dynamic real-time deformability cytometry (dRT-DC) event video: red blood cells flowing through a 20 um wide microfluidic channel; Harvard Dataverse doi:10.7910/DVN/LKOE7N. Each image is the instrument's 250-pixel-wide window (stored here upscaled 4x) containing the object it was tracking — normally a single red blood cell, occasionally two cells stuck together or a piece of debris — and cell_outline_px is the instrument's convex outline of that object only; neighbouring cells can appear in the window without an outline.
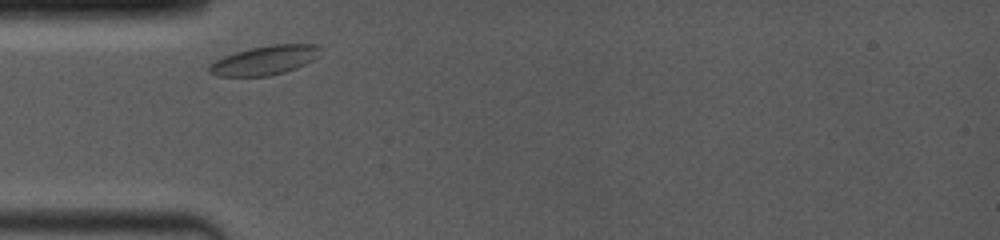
{"species": "common noctule bat (a hibernating species)", "species_latin": "Nyctalus noctula", "temperature_condition": "room temperature", "stored_images_in_passage": 15, "camera_frame_rate_fps": 4000, "um_per_image_px": 0.085, "animal": {"sex": "female", "body_mass_g": 19.0, "forearm_length_mm": 53.3}, "frame": {"image": 1, "passage_image": 1, "time_ms": 0.0, "image_size_px": [1000, 240], "cell_outline_px": [[320, 56], [296, 68], [284, 72], [268, 76], [220, 76], [208, 72], [208, 68], [216, 60], [224, 56], [236, 52], [252, 48], [272, 44], [320, 44]], "centroid_in_image_um": [22.54, 5.11], "position_along_channel_um": 62.5, "area_um2": 18.73}}
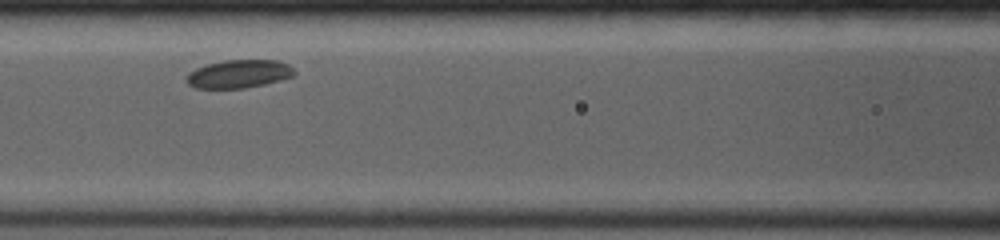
{"frame": {"image": 2, "passage_image": 6, "time_ms": 2.25, "image_size_px": [1000, 240], "cell_outline_px": [[296, 72], [292, 76], [280, 80], [264, 84], [244, 88], [196, 88], [188, 84], [184, 80], [196, 68], [208, 64], [224, 60], [276, 60], [288, 64]], "centroid_in_image_um": [20.31, 6.28], "position_along_channel_um": 146.3, "area_um2": 17.51}}
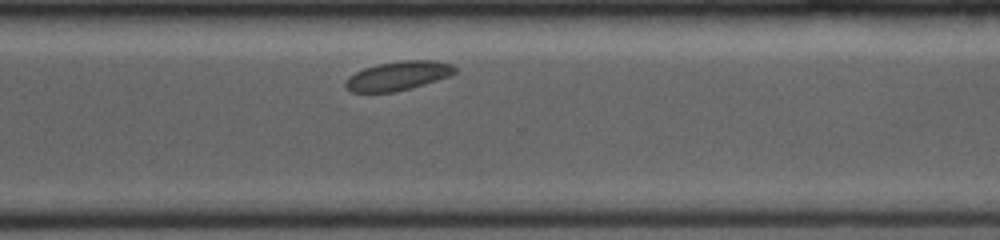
{"frame": {"image": 3, "passage_image": 15, "time_ms": 7.25, "image_size_px": [1000, 240], "cell_outline_px": [[456, 72], [448, 76], [424, 84], [392, 92], [352, 92], [344, 84], [348, 76], [364, 68], [376, 64], [404, 60], [436, 60], [452, 64], [456, 68]], "centroid_in_image_um": [33.83, 6.42], "position_along_channel_um": 336.8, "area_um2": 18.32}}